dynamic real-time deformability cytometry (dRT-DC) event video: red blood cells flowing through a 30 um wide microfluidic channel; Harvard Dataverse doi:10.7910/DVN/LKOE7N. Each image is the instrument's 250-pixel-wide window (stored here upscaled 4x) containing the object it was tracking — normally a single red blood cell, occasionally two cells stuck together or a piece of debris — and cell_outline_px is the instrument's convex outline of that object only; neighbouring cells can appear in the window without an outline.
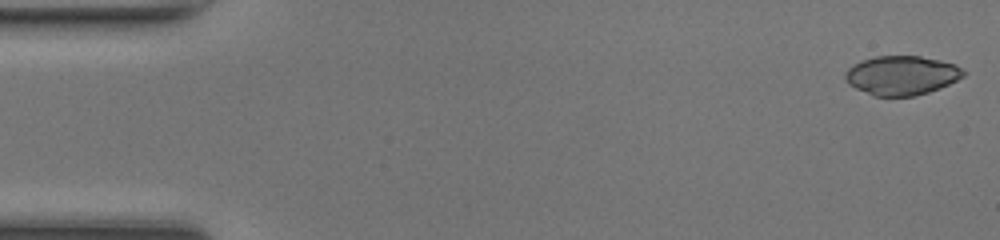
{"species": "common noctule bat (a hibernating species)", "species_latin": "Nyctalus noctula", "temperature_condition": "room temperature", "stored_images_in_passage": 46, "camera_frame_rate_fps": 3000, "um_per_image_px": 0.085, "animal": {"sex": "female", "body_mass_g": 17.0, "forearm_length_mm": 48.0}, "frame": {"image": 1, "passage_image": 1, "time_ms": 0.0, "image_size_px": [1000, 240], "cell_outline_px": [[968, 72], [964, 76], [940, 88], [928, 92], [912, 96], [872, 96], [848, 84], [844, 80], [844, 72], [852, 64], [860, 60], [876, 56], [920, 56], [940, 60], [956, 64]], "centroid_in_image_um": [76.62, 6.4], "position_along_channel_um": 8.4, "area_um2": 27.28}}
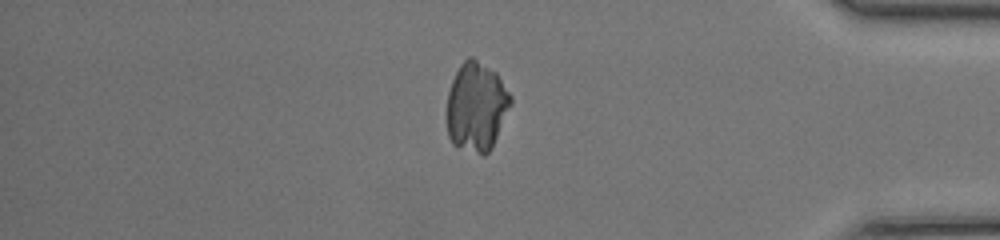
{"frame": {"image": 2, "passage_image": 40, "time_ms": 13.0, "image_size_px": [1000, 240], "cell_outline_px": [[512, 104], [492, 148], [484, 156], [452, 144], [448, 136], [448, 92], [452, 80], [460, 64], [468, 56], [472, 56], [496, 72], [512, 96]], "centroid_in_image_um": [40.52, 9.06], "position_along_channel_um": 394.7, "area_um2": 33.18}}